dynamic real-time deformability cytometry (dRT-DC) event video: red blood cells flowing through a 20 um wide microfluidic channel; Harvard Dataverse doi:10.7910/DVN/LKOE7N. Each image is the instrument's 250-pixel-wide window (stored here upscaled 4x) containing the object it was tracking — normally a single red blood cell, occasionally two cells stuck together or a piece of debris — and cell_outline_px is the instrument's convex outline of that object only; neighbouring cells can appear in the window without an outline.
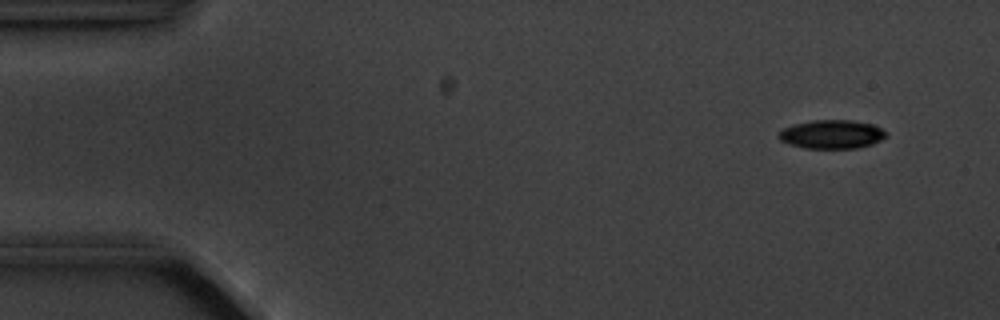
{"species": "common noctule bat (a hibernating species)", "species_latin": "Nyctalus noctula", "temperature_condition": "cold", "stored_images_in_passage": 5, "camera_frame_rate_fps": 3000, "um_per_image_px": 0.085, "animal": {"sex": "male", "body_mass_g": 20.1, "forearm_length_mm": 53.5}, "frame": {"image": 1, "passage_image": 2, "time_ms": 1.333, "image_size_px": [1000, 320], "cell_outline_px": [[884, 136], [880, 140], [872, 144], [856, 148], [804, 148], [788, 144], [780, 140], [776, 136], [780, 128], [812, 120], [852, 120], [872, 124], [880, 128], [884, 132]], "centroid_in_image_um": [70.61, 11.41], "position_along_channel_um": 14.4, "area_um2": 17.92}}